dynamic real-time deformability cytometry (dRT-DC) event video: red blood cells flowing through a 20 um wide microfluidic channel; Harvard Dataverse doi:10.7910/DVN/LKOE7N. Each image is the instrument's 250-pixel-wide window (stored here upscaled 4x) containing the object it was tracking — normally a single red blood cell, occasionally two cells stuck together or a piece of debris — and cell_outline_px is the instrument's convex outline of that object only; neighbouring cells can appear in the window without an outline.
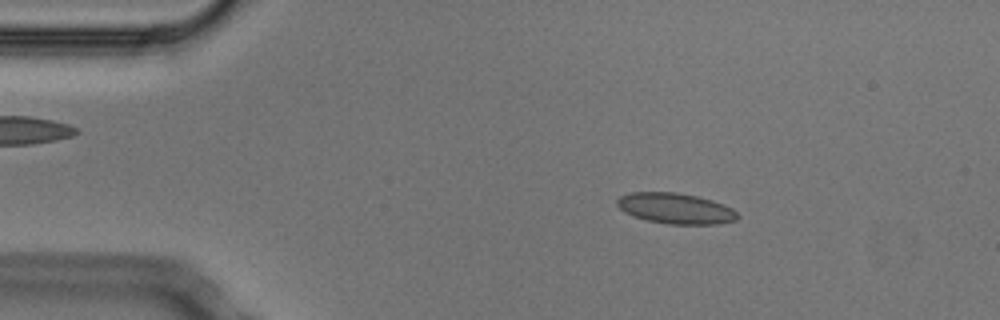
{"species": "Egyptian fruit bat (a non-hibernating species)", "species_latin": "Rousettus aegyptiacus", "temperature_condition": "cold", "stored_images_in_passage": 3, "camera_frame_rate_fps": 3000, "um_per_image_px": 0.085, "animal": {"sex": "male"}, "frame": {"image": 1, "passage_image": 2, "time_ms": 0.333, "image_size_px": [1000, 320], "cell_outline_px": [[740, 216], [736, 220], [716, 224], [668, 224], [648, 220], [624, 212], [616, 204], [616, 200], [620, 196], [632, 192], [676, 192], [696, 196], [712, 200], [724, 204], [732, 208]], "centroid_in_image_um": [57.44, 17.71], "position_along_channel_um": 27.6, "area_um2": 21.44}}